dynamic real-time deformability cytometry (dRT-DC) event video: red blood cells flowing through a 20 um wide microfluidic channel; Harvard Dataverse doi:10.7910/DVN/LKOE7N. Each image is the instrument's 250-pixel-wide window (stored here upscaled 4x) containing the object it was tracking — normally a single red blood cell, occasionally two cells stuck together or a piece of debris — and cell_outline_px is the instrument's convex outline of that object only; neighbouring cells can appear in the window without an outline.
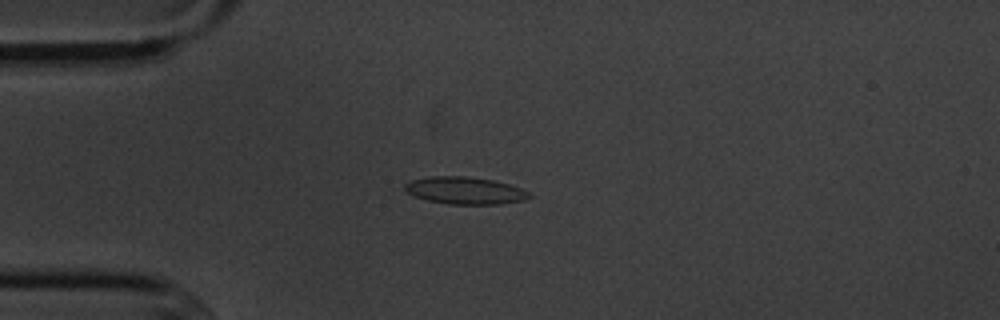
{"species": "common noctule bat (a hibernating species)", "species_latin": "Nyctalus noctula", "temperature_condition": "cold", "stored_images_in_passage": 5, "camera_frame_rate_fps": 3000, "um_per_image_px": 0.085, "animal": {"sex": "male", "body_mass_g": 20.1, "forearm_length_mm": 53.5}, "frame": {"image": 1, "passage_image": 3, "time_ms": 2.333, "image_size_px": [1000, 320], "cell_outline_px": [[532, 196], [524, 200], [500, 204], [448, 204], [428, 200], [416, 196], [408, 192], [404, 188], [404, 184], [412, 180], [432, 176], [468, 176], [492, 180], [508, 184], [520, 188], [528, 192]], "centroid_in_image_um": [39.53, 16.19], "position_along_channel_um": 45.5, "area_um2": 19.54}}
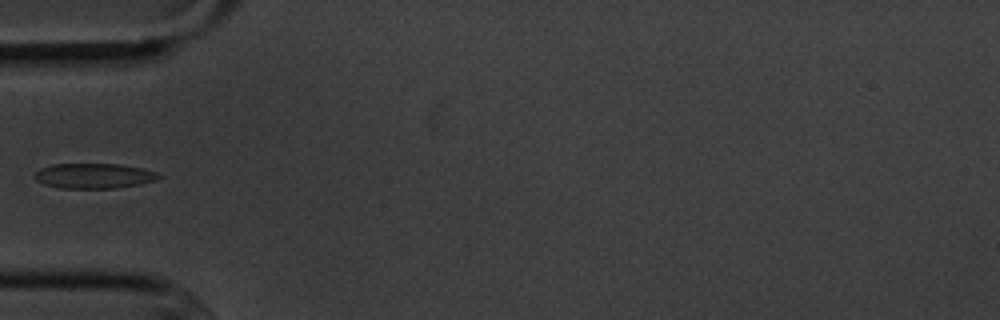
{"frame": {"image": 2, "passage_image": 4, "time_ms": 3.667, "image_size_px": [1000, 320], "cell_outline_px": [[160, 176], [156, 180], [140, 184], [116, 188], [60, 188], [44, 184], [36, 180], [32, 176], [40, 168], [52, 164], [120, 164], [140, 168], [156, 172]], "centroid_in_image_um": [7.94, 14.95], "position_along_channel_um": 77.1, "area_um2": 18.09}}
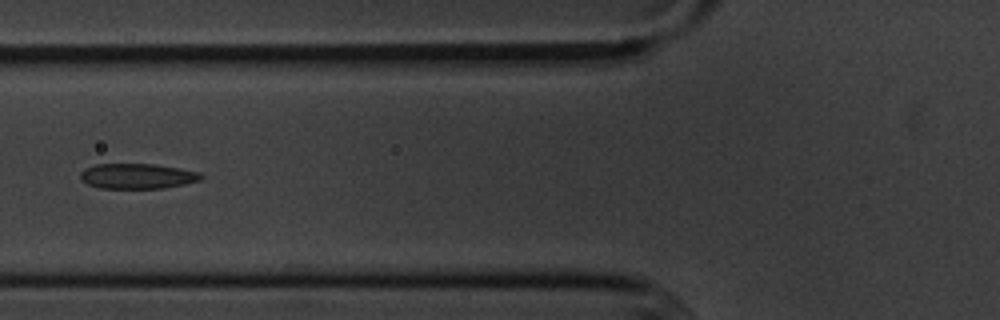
{"frame": {"image": 3, "passage_image": 5, "time_ms": 4.667, "image_size_px": [1000, 320], "cell_outline_px": [[204, 176], [200, 180], [184, 184], [164, 188], [100, 188], [88, 184], [80, 180], [80, 172], [84, 168], [96, 164], [156, 164], [200, 172]], "centroid_in_image_um": [11.66, 14.97], "position_along_channel_um": 114.1, "area_um2": 17.8}}